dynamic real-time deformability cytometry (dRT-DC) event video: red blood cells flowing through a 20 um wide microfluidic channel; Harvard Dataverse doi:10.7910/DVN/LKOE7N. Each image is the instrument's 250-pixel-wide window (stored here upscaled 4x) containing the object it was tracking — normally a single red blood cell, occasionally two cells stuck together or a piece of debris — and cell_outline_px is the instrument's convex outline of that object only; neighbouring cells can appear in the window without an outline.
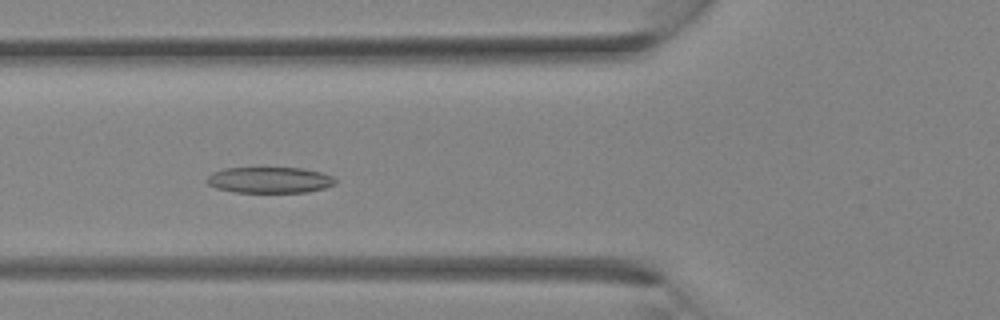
{"species": "Egyptian fruit bat (a non-hibernating species)", "species_latin": "Rousettus aegyptiacus", "temperature_condition": "room temperature", "stored_images_in_passage": 29, "camera_frame_rate_fps": 3000, "um_per_image_px": 0.085, "animal": {"sex": "female"}, "frame": {"image": 1, "passage_image": 6, "time_ms": 1.667, "image_size_px": [1000, 320], "cell_outline_px": [[336, 184], [324, 188], [308, 192], [236, 192], [216, 188], [208, 184], [204, 180], [212, 172], [224, 168], [300, 168], [320, 172], [332, 176], [336, 180]], "centroid_in_image_um": [22.9, 15.3], "position_along_channel_um": 102.9, "area_um2": 19.48}}
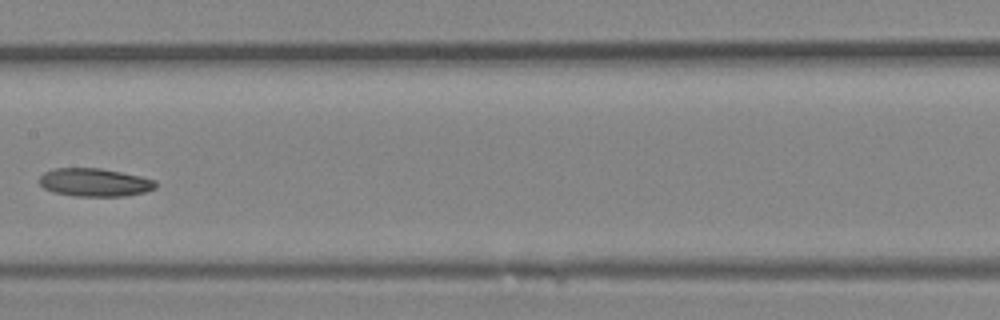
{"frame": {"image": 2, "passage_image": 11, "time_ms": 3.333, "image_size_px": [1000, 320], "cell_outline_px": [[156, 188], [144, 192], [124, 196], [76, 196], [52, 192], [44, 188], [40, 184], [40, 176], [44, 172], [56, 168], [100, 168], [140, 176], [156, 180]], "centroid_in_image_um": [8.04, 15.5], "position_along_channel_um": 199.4, "area_um2": 19.02}}
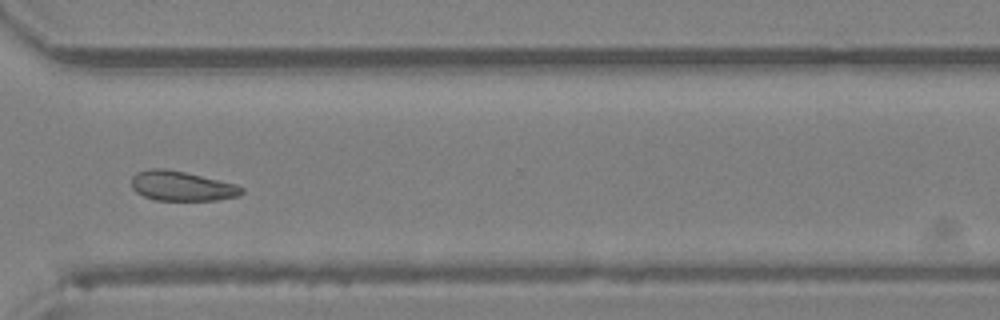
{"frame": {"image": 3, "passage_image": 19, "time_ms": 6.0, "image_size_px": [1000, 320], "cell_outline_px": [[244, 192], [240, 196], [216, 200], [156, 200], [144, 196], [136, 192], [132, 188], [132, 176], [136, 172], [148, 168], [164, 168], [184, 172], [236, 184], [244, 188]], "centroid_in_image_um": [15.44, 15.81], "position_along_channel_um": 355.2, "area_um2": 19.13}}